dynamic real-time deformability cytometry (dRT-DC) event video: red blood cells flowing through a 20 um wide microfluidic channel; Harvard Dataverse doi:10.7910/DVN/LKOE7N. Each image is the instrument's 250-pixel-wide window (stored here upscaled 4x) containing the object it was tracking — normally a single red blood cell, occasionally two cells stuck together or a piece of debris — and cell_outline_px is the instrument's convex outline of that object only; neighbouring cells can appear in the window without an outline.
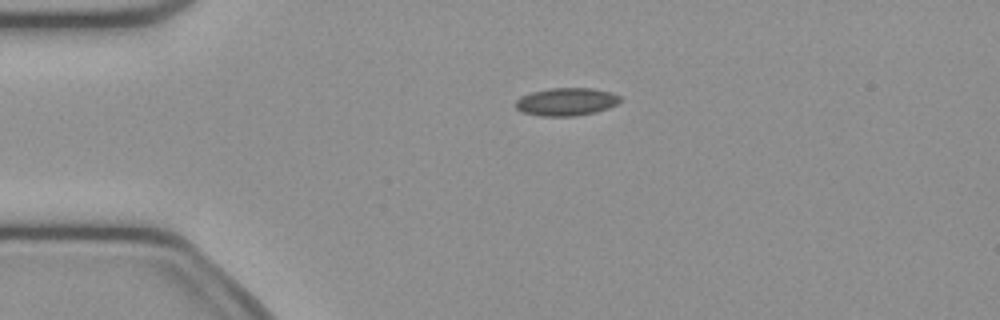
{"species": "common noctule bat (a hibernating species)", "species_latin": "Nyctalus noctula", "temperature_condition": "cold", "stored_images_in_passage": 2, "camera_frame_rate_fps": 3000, "um_per_image_px": 0.085, "animal": {"sex": "female", "body_mass_g": 21.9}, "frame": {"image": 1, "passage_image": 1, "time_ms": 0.0, "image_size_px": [1000, 320], "cell_outline_px": [[620, 100], [616, 104], [608, 108], [596, 112], [576, 116], [540, 116], [520, 112], [516, 108], [516, 100], [520, 96], [532, 92], [552, 88], [592, 88], [612, 92], [620, 96]], "centroid_in_image_um": [48.12, 8.65], "position_along_channel_um": 36.9, "area_um2": 17.05}}